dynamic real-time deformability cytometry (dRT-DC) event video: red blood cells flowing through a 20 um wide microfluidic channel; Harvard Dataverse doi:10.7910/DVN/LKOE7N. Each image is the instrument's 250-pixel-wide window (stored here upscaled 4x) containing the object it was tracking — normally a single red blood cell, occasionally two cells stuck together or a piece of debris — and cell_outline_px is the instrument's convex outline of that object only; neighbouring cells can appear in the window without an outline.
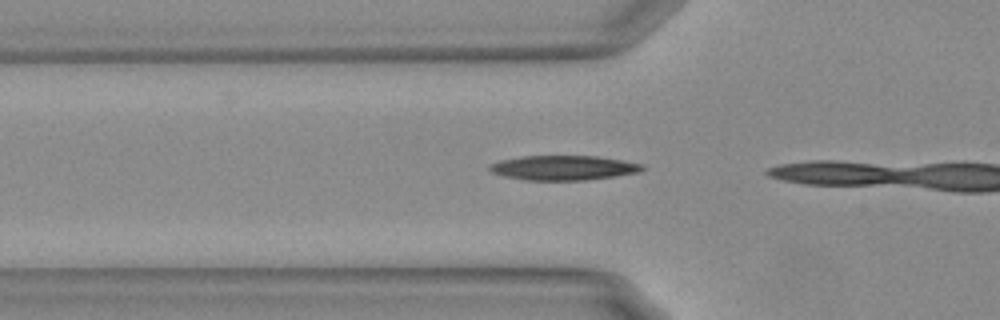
{"species": "Egyptian fruit bat (a non-hibernating species)", "species_latin": "Rousettus aegyptiacus", "temperature_condition": "warm", "stored_images_in_passage": 5, "camera_frame_rate_fps": 3000, "um_per_image_px": 0.085, "animal": {"sex": "female"}, "frame": {"image": 1, "passage_image": 3, "time_ms": 0.667, "image_size_px": [1000, 320], "cell_outline_px": [[644, 168], [640, 172], [616, 176], [588, 180], [524, 180], [504, 176], [492, 172], [488, 168], [488, 164], [500, 160], [520, 156], [596, 156], [624, 160], [644, 164]], "centroid_in_image_um": [47.9, 14.26], "position_along_channel_um": 77.9, "area_um2": 22.14}}